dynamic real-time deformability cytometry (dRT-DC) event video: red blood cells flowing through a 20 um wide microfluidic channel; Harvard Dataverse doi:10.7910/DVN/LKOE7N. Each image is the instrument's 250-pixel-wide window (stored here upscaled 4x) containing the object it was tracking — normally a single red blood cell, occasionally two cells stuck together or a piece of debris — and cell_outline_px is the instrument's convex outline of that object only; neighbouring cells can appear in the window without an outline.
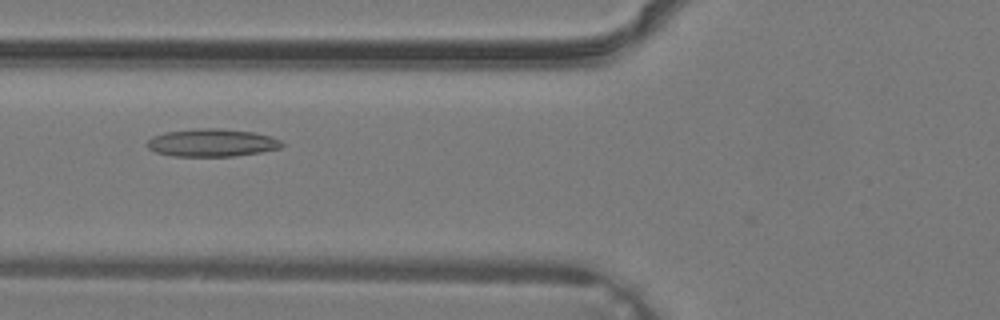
{"species": "common noctule bat (a hibernating species)", "species_latin": "Nyctalus noctula", "temperature_condition": "warm", "stored_images_in_passage": 33, "camera_frame_rate_fps": 3000, "um_per_image_px": 0.085, "animal": {"sex": "male", "body_mass_g": 19.2, "forearm_length_mm": 51.8}, "frame": {"image": 1, "passage_image": 10, "time_ms": 3.0, "image_size_px": [1000, 320], "cell_outline_px": [[284, 144], [280, 148], [260, 152], [232, 156], [172, 156], [156, 152], [148, 148], [148, 140], [152, 136], [164, 132], [196, 128], [220, 128], [252, 132], [268, 136], [280, 140]], "centroid_in_image_um": [17.98, 12.13], "position_along_channel_um": 107.8, "area_um2": 21.68}}
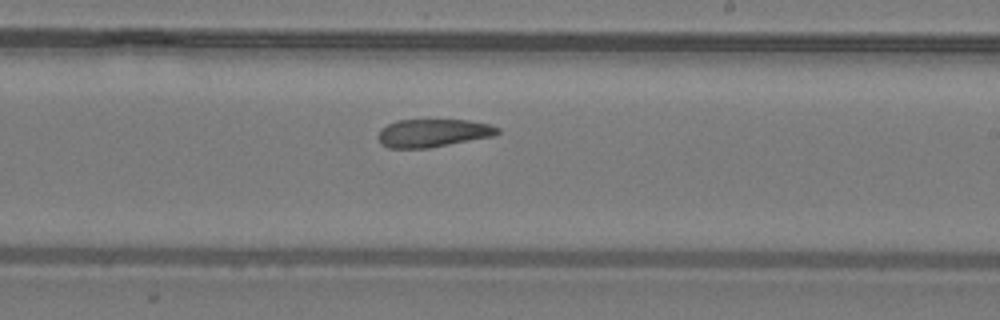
{"frame": {"image": 2, "passage_image": 18, "time_ms": 5.667, "image_size_px": [1000, 320], "cell_outline_px": [[500, 132], [496, 136], [428, 148], [388, 148], [380, 144], [376, 136], [380, 128], [396, 120], [468, 120], [488, 124], [500, 128]], "centroid_in_image_um": [36.78, 11.31], "position_along_channel_um": 252.2, "area_um2": 19.77}}
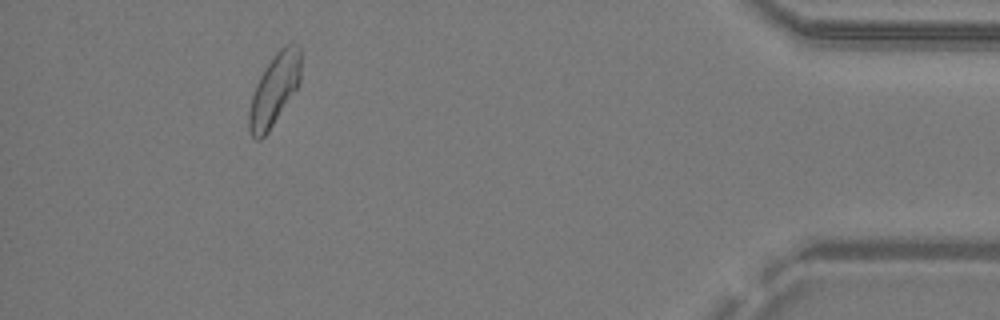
{"frame": {"image": 3, "passage_image": 30, "time_ms": 9.667, "image_size_px": [1000, 320], "cell_outline_px": [[300, 84], [268, 132], [260, 140], [256, 140], [252, 136], [248, 128], [248, 112], [252, 96], [256, 84], [260, 76], [276, 52], [284, 44], [300, 44]], "centroid_in_image_um": [23.32, 7.63], "position_along_channel_um": 411.9, "area_um2": 21.5}}